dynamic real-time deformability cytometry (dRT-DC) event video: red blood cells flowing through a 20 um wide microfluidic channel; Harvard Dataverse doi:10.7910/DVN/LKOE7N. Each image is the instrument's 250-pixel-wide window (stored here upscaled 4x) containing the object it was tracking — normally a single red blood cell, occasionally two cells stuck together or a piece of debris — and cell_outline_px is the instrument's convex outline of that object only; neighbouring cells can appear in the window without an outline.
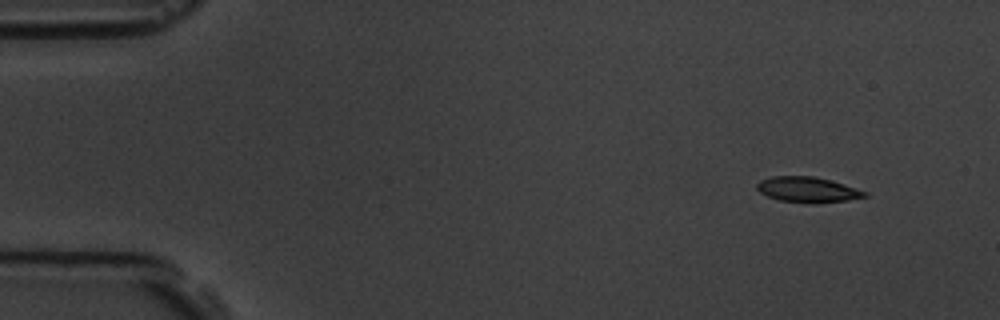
{"species": "common noctule bat (a hibernating species)", "species_latin": "Nyctalus noctula", "temperature_condition": "room temperature", "stored_images_in_passage": 8, "camera_frame_rate_fps": 3000, "um_per_image_px": 0.085, "animal": {"sex": "male", "body_mass_g": 19.5, "forearm_length_mm": 54.6}, "frame": {"image": 1, "passage_image": 1, "time_ms": 0.0, "image_size_px": [1000, 320], "cell_outline_px": [[868, 196], [848, 200], [780, 200], [768, 196], [760, 192], [756, 188], [756, 184], [760, 180], [772, 176], [812, 176], [844, 184], [868, 192]], "centroid_in_image_um": [68.62, 16.06], "position_along_channel_um": 16.4, "area_um2": 14.97}}
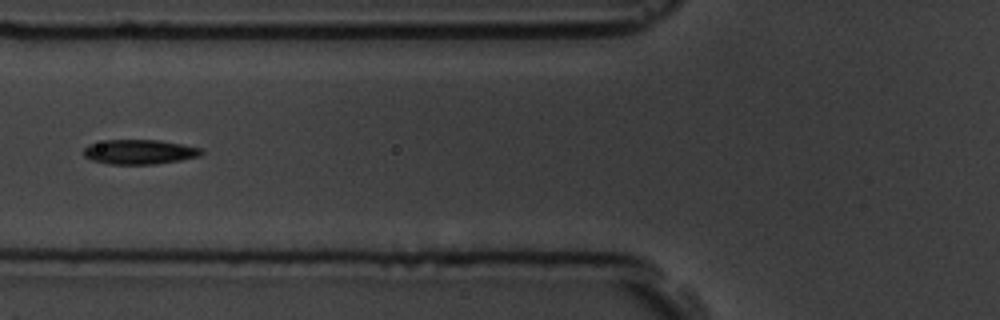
{"frame": {"image": 2, "passage_image": 6, "time_ms": 5.667, "image_size_px": [1000, 320], "cell_outline_px": [[204, 152], [200, 156], [180, 160], [156, 164], [108, 164], [92, 160], [84, 156], [84, 148], [88, 144], [104, 140], [160, 140], [200, 148]], "centroid_in_image_um": [11.83, 12.91], "position_along_channel_um": 114.0, "area_um2": 16.88}}
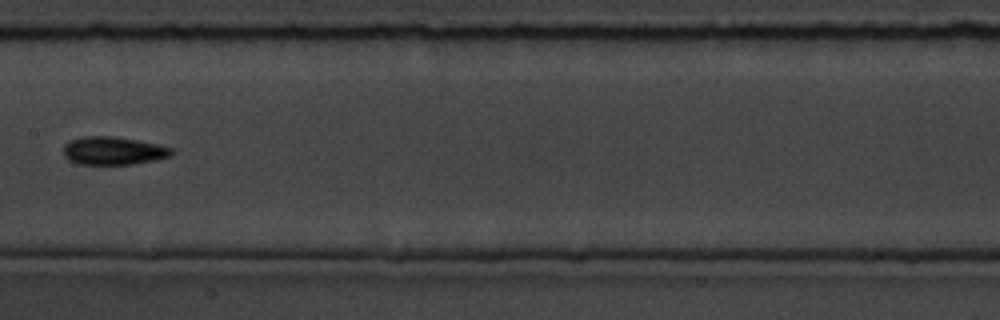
{"frame": {"image": 3, "passage_image": 8, "time_ms": 8.0, "image_size_px": [1000, 320], "cell_outline_px": [[172, 156], [156, 160], [132, 164], [80, 164], [68, 160], [64, 156], [64, 144], [68, 140], [84, 136], [112, 136], [136, 140], [156, 144], [172, 148]], "centroid_in_image_um": [9.6, 12.81], "position_along_channel_um": 197.8, "area_um2": 17.69}}